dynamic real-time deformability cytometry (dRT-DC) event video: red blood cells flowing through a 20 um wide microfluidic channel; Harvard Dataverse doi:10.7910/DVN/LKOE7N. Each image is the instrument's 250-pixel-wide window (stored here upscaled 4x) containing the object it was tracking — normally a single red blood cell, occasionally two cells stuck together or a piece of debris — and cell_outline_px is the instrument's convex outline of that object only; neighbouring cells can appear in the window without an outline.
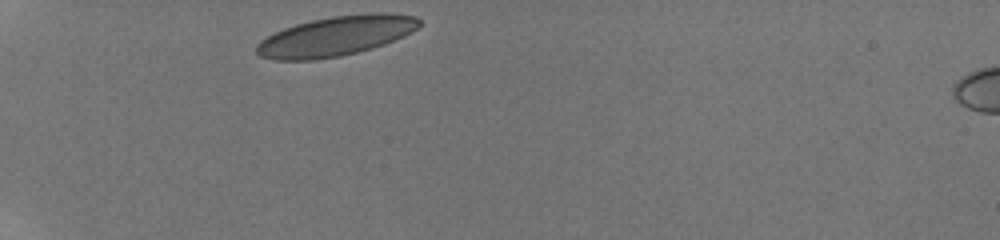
{"species": "human", "species_latin": "Homo sapiens", "temperature_condition": "room temperature", "stored_images_in_passage": 24, "camera_frame_rate_fps": 3000, "um_per_image_px": 0.085, "donor": {"sex": "male"}, "frame": {"image": 1, "passage_image": 1, "time_ms": 0.0, "image_size_px": [1000, 240], "cell_outline_px": [[424, 24], [412, 32], [404, 36], [384, 44], [372, 48], [340, 56], [312, 60], [272, 60], [260, 56], [256, 52], [256, 44], [260, 40], [284, 28], [296, 24], [312, 20], [332, 16], [368, 12], [384, 12], [416, 16]], "centroid_in_image_um": [28.58, 3.05], "position_along_channel_um": 56.4, "area_um2": 37.92}}
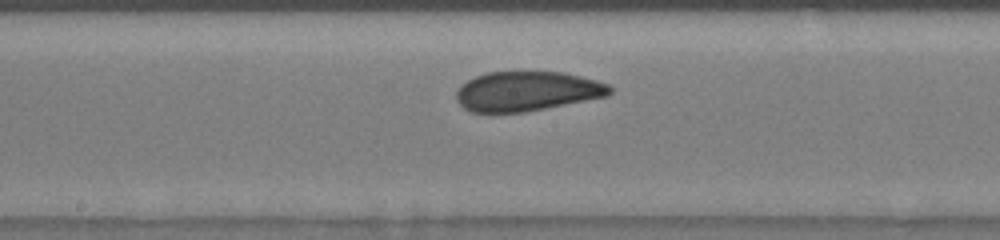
{"frame": {"image": 2, "passage_image": 11, "time_ms": 4.667, "image_size_px": [1000, 240], "cell_outline_px": [[612, 92], [608, 96], [524, 112], [472, 112], [464, 108], [456, 100], [456, 92], [460, 84], [476, 76], [488, 72], [560, 72], [596, 80], [608, 84], [612, 88]], "centroid_in_image_um": [44.77, 7.76], "position_along_channel_um": 203.4, "area_um2": 35.26}}
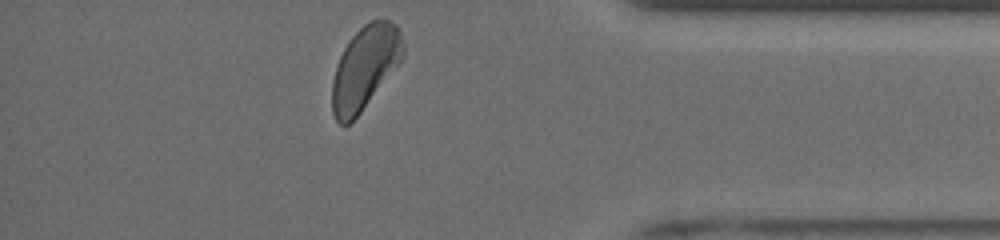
{"frame": {"image": 3, "passage_image": 24, "time_ms": 10.333, "image_size_px": [1000, 240], "cell_outline_px": [[404, 56], [360, 112], [348, 124], [340, 124], [336, 120], [332, 112], [332, 80], [340, 56], [348, 40], [364, 24], [372, 20], [388, 20], [396, 24], [400, 28], [404, 44]], "centroid_in_image_um": [31.02, 5.71], "position_along_channel_um": 404.2, "area_um2": 33.93}, "authors_computed_cell_mechanics": {"area_um2": 35.7204, "velocity_mm_per_s": 3.837, "shape_relaxation_time_tau1_ms": 3.7998, "shape_relaxation_time_tau2_ms": 0.9376, "deformation_change_tau1": 0.1035, "deformation_change_tau2": 0.0454}}